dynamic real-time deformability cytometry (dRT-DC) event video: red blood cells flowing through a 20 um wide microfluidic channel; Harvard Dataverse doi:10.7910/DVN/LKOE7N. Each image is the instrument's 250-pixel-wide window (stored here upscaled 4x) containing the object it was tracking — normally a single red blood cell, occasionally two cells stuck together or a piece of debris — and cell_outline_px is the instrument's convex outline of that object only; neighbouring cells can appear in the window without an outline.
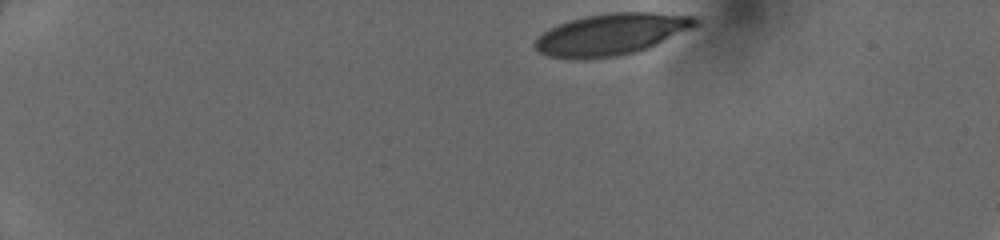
{"species": "human", "species_latin": "Homo sapiens", "temperature_condition": "cold", "stored_images_in_passage": 40, "camera_frame_rate_fps": 3000, "um_per_image_px": 0.085, "donor": {"sex": "female"}, "frame": {"image": 1, "passage_image": 1, "time_ms": 0.0, "image_size_px": [1000, 240], "cell_outline_px": [[700, 24], [692, 28], [648, 48], [636, 52], [616, 56], [584, 60], [572, 60], [548, 56], [540, 52], [532, 44], [536, 36], [548, 28], [572, 20], [588, 16], [608, 12], [652, 12], [696, 16], [700, 20]], "centroid_in_image_um": [51.94, 2.92], "position_along_channel_um": 33.1, "area_um2": 39.3}}
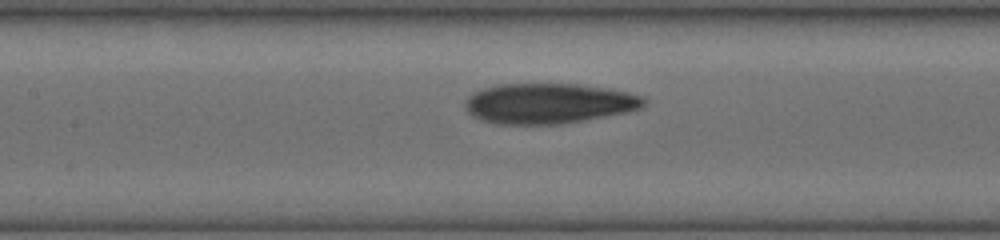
{"frame": {"image": 2, "passage_image": 17, "time_ms": 5.333, "image_size_px": [1000, 240], "cell_outline_px": [[648, 100], [640, 108], [628, 112], [564, 124], [496, 124], [480, 120], [472, 116], [464, 108], [464, 100], [472, 92], [496, 84], [576, 84], [604, 88], [628, 92], [644, 96]], "centroid_in_image_um": [46.6, 8.8], "position_along_channel_um": 160.8, "area_um2": 42.37}}
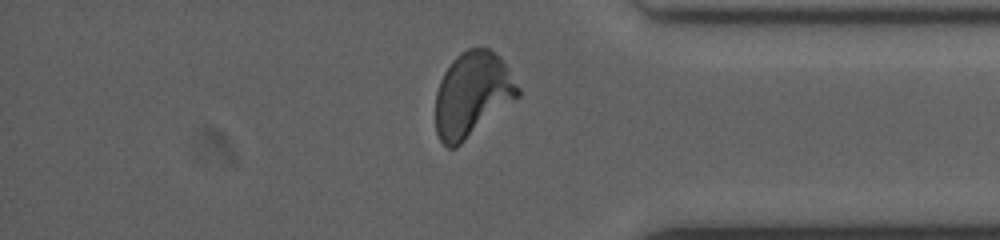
{"frame": {"image": 3, "passage_image": 34, "time_ms": 11.0, "image_size_px": [1000, 240], "cell_outline_px": [[520, 96], [456, 148], [448, 148], [440, 140], [436, 132], [436, 92], [440, 80], [444, 72], [452, 60], [456, 56], [468, 48], [488, 48], [508, 68], [520, 88]], "centroid_in_image_um": [40.13, 8.05], "position_along_channel_um": 395.1, "area_um2": 40.46}}